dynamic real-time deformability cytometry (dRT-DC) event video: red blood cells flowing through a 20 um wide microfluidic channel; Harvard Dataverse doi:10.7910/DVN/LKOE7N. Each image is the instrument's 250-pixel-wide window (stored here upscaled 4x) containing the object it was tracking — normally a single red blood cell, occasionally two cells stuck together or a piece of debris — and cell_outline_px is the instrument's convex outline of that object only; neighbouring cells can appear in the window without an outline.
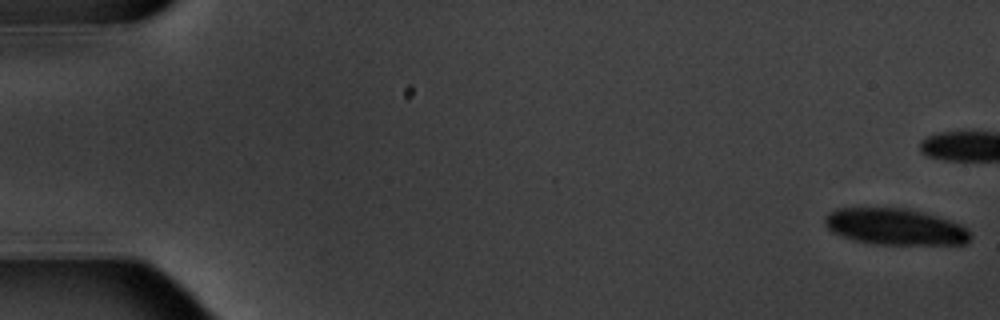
{"species": "common noctule bat (a hibernating species)", "species_latin": "Nyctalus noctula", "temperature_condition": "warm", "stored_images_in_passage": 9, "camera_frame_rate_fps": 3000, "um_per_image_px": 0.085, "animal": {"sex": "male", "body_mass_g": 20.1, "forearm_length_mm": 53.5}, "frame": {"image": 1, "passage_image": 1, "time_ms": 0.0, "image_size_px": [1000, 320], "cell_outline_px": [[972, 236], [964, 244], [876, 244], [856, 240], [832, 232], [828, 228], [824, 220], [836, 208], [908, 208], [924, 212], [960, 224]], "centroid_in_image_um": [76.1, 19.27], "position_along_channel_um": 8.9, "area_um2": 30.35}}